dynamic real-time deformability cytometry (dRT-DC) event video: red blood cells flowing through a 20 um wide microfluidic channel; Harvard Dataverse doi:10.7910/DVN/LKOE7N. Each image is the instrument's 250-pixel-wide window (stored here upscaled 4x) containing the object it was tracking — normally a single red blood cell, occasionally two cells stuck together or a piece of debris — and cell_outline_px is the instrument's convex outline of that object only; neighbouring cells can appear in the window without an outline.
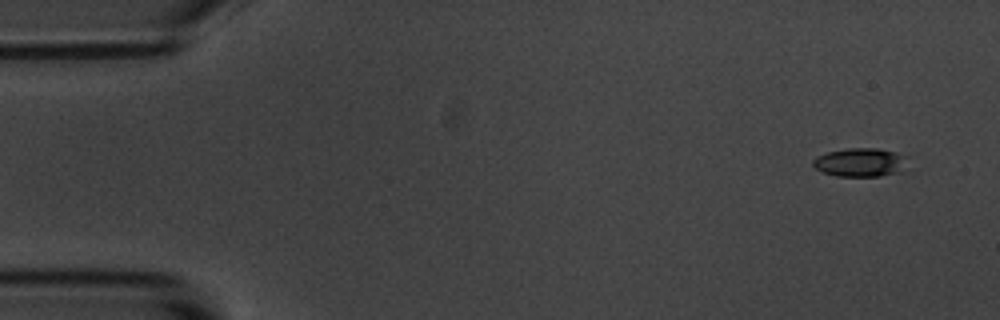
{"species": "common noctule bat (a hibernating species)", "species_latin": "Nyctalus noctula", "temperature_condition": "room temperature", "stored_images_in_passage": 6, "camera_frame_rate_fps": 3000, "um_per_image_px": 0.085, "animal": {"sex": "male", "body_mass_g": 20.1, "forearm_length_mm": 53.5}, "frame": {"image": 1, "passage_image": 1, "time_ms": 0.0, "image_size_px": [1000, 320], "cell_outline_px": [[908, 156], [896, 172], [880, 176], [836, 176], [824, 172], [816, 168], [812, 164], [812, 160], [816, 156], [828, 152], [848, 148], [876, 148], [896, 152]], "centroid_in_image_um": [73.05, 13.78], "position_along_channel_um": 12.0, "area_um2": 15.43}}
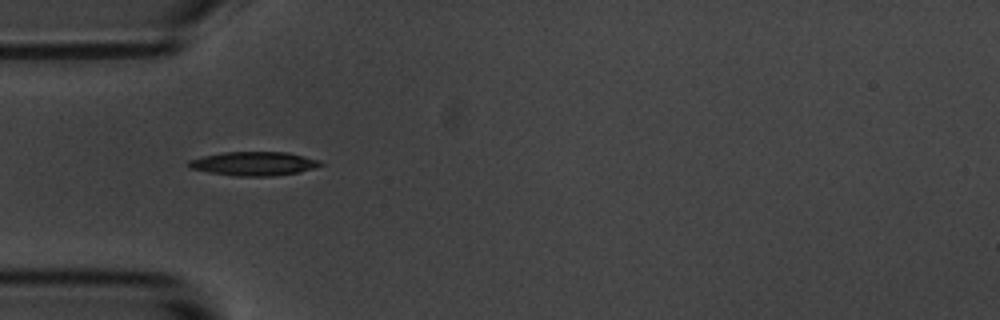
{"frame": {"image": 2, "passage_image": 5, "time_ms": 4.667, "image_size_px": [1000, 320], "cell_outline_px": [[324, 164], [300, 172], [272, 176], [236, 176], [208, 172], [188, 168], [184, 164], [188, 160], [204, 156], [224, 152], [288, 152], [320, 160]], "centroid_in_image_um": [21.54, 13.91], "position_along_channel_um": 63.5, "area_um2": 18.44}}